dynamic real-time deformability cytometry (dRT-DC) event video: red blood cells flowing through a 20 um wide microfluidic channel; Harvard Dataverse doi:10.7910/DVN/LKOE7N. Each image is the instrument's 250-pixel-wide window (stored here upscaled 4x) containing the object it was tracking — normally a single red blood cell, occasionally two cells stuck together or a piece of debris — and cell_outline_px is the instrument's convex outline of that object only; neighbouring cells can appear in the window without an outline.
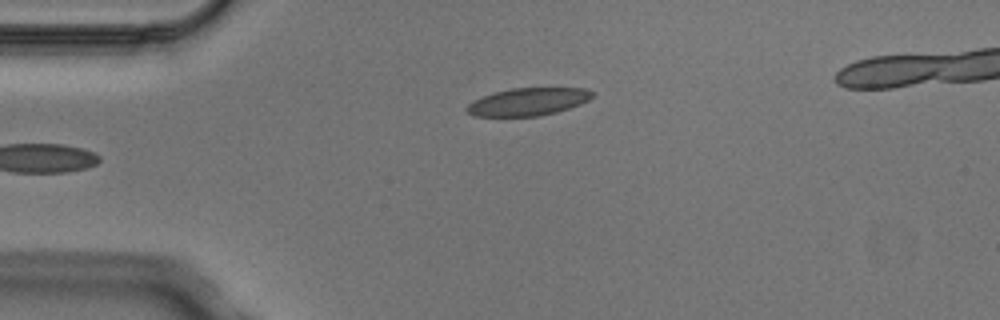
{"species": "Egyptian fruit bat (a non-hibernating species)", "species_latin": "Rousettus aegyptiacus", "temperature_condition": "cold", "stored_images_in_passage": 6, "camera_frame_rate_fps": 3000, "um_per_image_px": 0.085, "animal": {"sex": "male"}, "frame": {"image": 1, "passage_image": 6, "time_ms": 1.667, "image_size_px": [1000, 320], "cell_outline_px": [[596, 96], [580, 104], [556, 112], [536, 116], [472, 116], [464, 108], [472, 100], [496, 92], [512, 88], [584, 88], [596, 92]], "centroid_in_image_um": [44.9, 8.64], "position_along_channel_um": 40.1, "area_um2": 20.23}}